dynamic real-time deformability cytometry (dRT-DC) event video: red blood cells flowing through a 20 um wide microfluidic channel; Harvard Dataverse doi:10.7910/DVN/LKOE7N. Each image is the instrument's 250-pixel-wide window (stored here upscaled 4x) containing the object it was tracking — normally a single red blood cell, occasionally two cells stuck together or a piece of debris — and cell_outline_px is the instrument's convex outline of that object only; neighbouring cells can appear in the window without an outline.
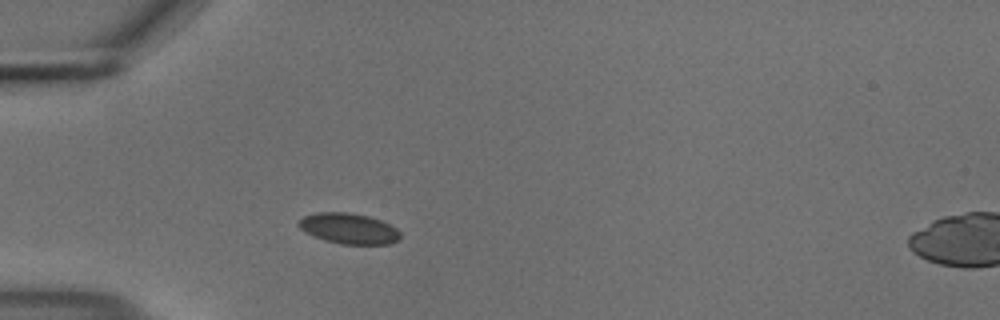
{"species": "common noctule bat (a hibernating species)", "species_latin": "Nyctalus noctula", "temperature_condition": "cold", "stored_images_in_passage": 34, "camera_frame_rate_fps": 3000, "um_per_image_px": 0.085, "animal": {"sex": "male", "body_mass_g": 18.8}, "frame": {"image": 1, "passage_image": 1, "time_ms": 0.0, "image_size_px": [1000, 320], "cell_outline_px": [[400, 240], [392, 244], [340, 244], [324, 240], [300, 228], [296, 224], [304, 216], [316, 212], [348, 212], [368, 216], [380, 220], [396, 228], [400, 232]], "centroid_in_image_um": [29.67, 19.42], "position_along_channel_um": 55.3, "area_um2": 18.09}}
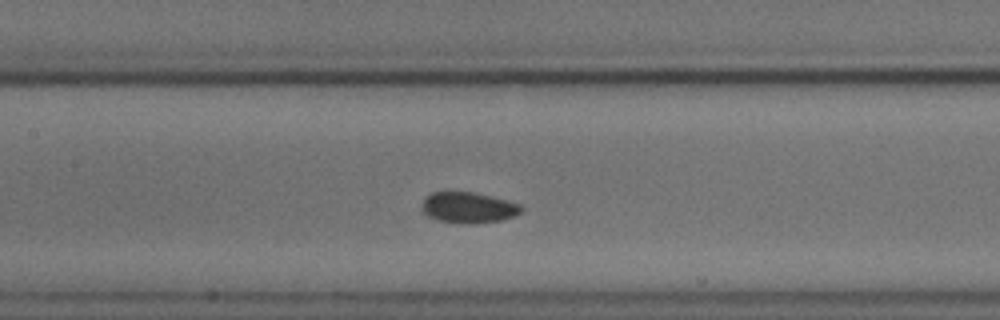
{"frame": {"image": 2, "passage_image": 11, "time_ms": 3.333, "image_size_px": [1000, 320], "cell_outline_px": [[524, 208], [516, 216], [500, 220], [476, 224], [460, 224], [440, 220], [428, 216], [420, 208], [420, 204], [424, 196], [432, 192], [476, 192], [508, 200], [520, 204]], "centroid_in_image_um": [39.8, 17.64], "position_along_channel_um": 167.6, "area_um2": 18.26}}
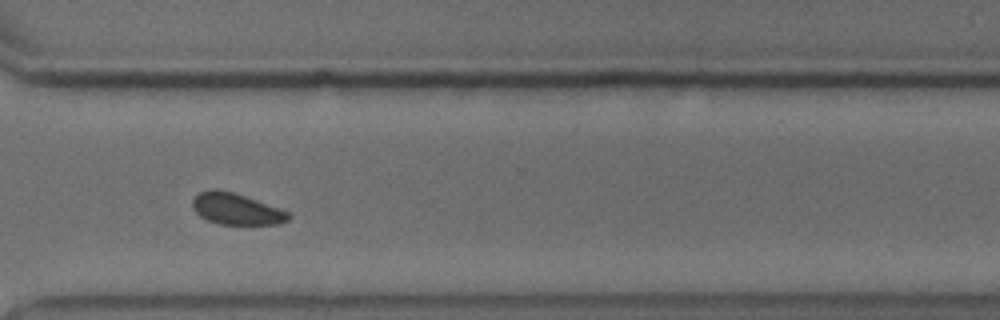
{"frame": {"image": 3, "passage_image": 26, "time_ms": 8.333, "image_size_px": [1000, 320], "cell_outline_px": [[292, 216], [288, 220], [280, 224], [220, 224], [208, 220], [200, 216], [192, 208], [192, 200], [200, 192], [216, 188], [232, 192], [244, 196], [288, 212]], "centroid_in_image_um": [20.06, 17.77], "position_along_channel_um": 350.5, "area_um2": 17.22}}